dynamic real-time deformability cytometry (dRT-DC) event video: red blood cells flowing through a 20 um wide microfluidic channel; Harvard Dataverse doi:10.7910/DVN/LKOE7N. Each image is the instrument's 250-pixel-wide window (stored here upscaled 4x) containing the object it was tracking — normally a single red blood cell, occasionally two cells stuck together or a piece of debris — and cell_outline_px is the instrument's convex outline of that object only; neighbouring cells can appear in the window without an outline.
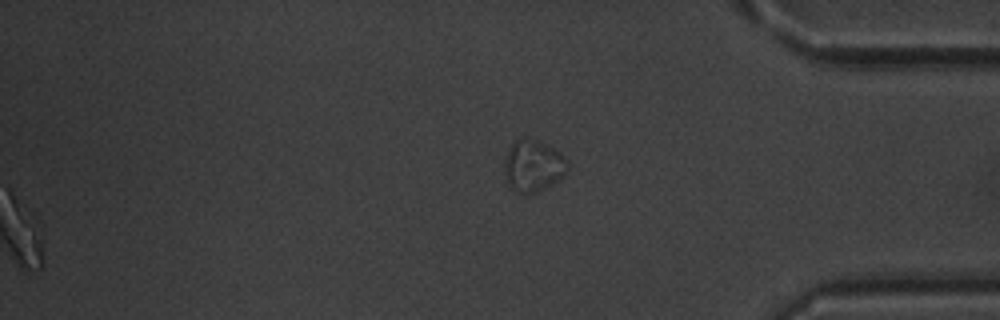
{"species": "common noctule bat (a hibernating species)", "species_latin": "Nyctalus noctula", "temperature_condition": "warm", "stored_images_in_passage": 55, "segment_of_instrument_passage": [2, 2], "camera_frame_rate_fps": 3000, "um_per_image_px": 0.085, "animal": {"sex": "male", "body_mass_g": 20.1, "forearm_length_mm": 53.5}, "frame": {"image": 1, "passage_image": 55, "time_ms": 18.0, "image_size_px": [1000, 320], "cell_outline_px": [[568, 172], [560, 180], [536, 192], [524, 196], [516, 192], [508, 184], [504, 172], [504, 164], [508, 152], [512, 144], [516, 140], [532, 140], [544, 144], [560, 152], [568, 160]], "centroid_in_image_um": [45.35, 14.16], "position_along_channel_um": 389.9, "area_um2": 18.9}}